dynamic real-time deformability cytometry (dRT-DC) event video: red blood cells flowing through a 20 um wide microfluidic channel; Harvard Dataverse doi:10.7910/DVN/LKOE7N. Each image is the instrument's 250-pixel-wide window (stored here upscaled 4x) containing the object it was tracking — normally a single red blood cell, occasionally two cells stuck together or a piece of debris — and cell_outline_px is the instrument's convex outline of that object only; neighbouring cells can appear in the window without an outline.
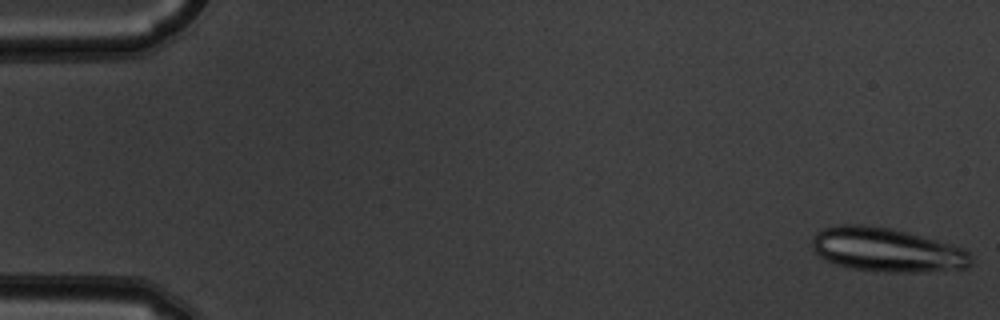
{"species": "common noctule bat (a hibernating species)", "species_latin": "Nyctalus noctula", "temperature_condition": "warm", "stored_images_in_passage": 8, "camera_frame_rate_fps": 3000, "um_per_image_px": 0.085, "animal": {"sex": "male", "body_mass_g": 19.5, "forearm_length_mm": 54.6}, "frame": {"image": 1, "passage_image": 1, "time_ms": 0.0, "image_size_px": [1000, 320], "cell_outline_px": [[972, 264], [968, 268], [924, 272], [876, 272], [852, 268], [836, 264], [820, 256], [816, 252], [812, 244], [812, 236], [816, 232], [824, 228], [840, 224], [860, 224], [892, 228], [964, 248], [968, 252], [972, 260]], "centroid_in_image_um": [75.38, 21.24], "position_along_channel_um": 9.6, "area_um2": 40.75}}